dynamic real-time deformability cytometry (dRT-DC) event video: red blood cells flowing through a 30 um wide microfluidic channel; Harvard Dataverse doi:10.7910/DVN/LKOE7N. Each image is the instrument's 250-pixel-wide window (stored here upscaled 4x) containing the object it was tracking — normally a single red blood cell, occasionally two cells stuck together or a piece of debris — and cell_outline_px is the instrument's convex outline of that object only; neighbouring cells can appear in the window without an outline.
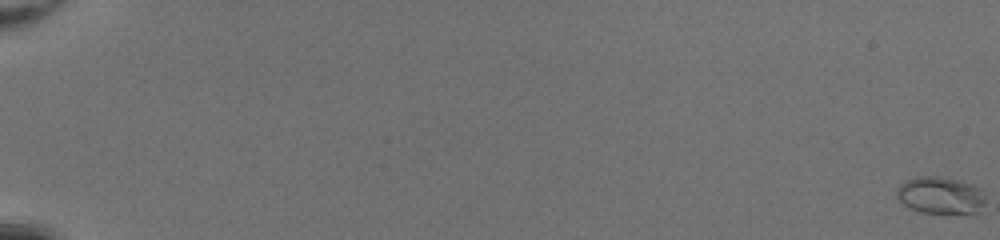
{"species": "common noctule bat (a hibernating species)", "species_latin": "Nyctalus noctula", "temperature_condition": "room temperature", "stored_images_in_passage": 19, "camera_frame_rate_fps": 3000, "um_per_image_px": 0.085, "animal": {"sex": "female", "body_mass_g": 20.0, "forearm_length_mm": 54.0}, "frame": {"image": 1, "passage_image": 1, "time_ms": 0.0, "image_size_px": [1000, 240], "cell_outline_px": [[984, 204], [980, 212], [920, 212], [904, 204], [896, 196], [896, 188], [900, 184], [908, 180], [920, 176], [940, 176], [960, 180], [972, 184], [984, 196]], "centroid_in_image_um": [79.91, 16.58], "position_along_channel_um": 5.1, "area_um2": 18.79}}